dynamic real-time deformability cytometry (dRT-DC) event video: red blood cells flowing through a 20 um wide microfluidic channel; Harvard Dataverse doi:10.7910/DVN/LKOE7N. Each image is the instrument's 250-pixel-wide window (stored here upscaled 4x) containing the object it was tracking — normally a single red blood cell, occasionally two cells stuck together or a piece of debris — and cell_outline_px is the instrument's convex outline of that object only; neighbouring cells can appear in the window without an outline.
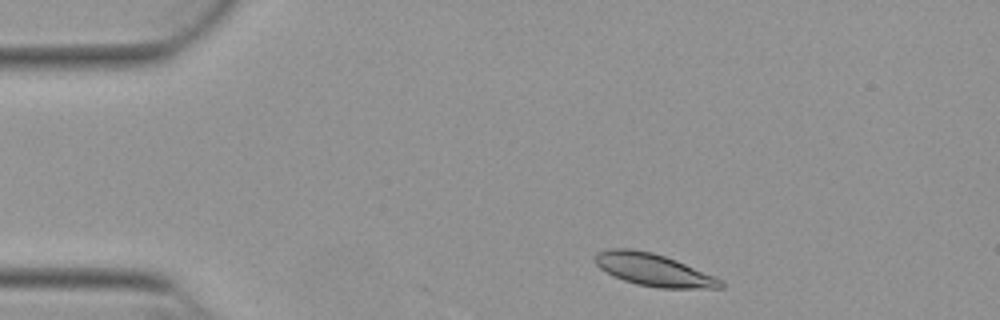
{"species": "Egyptian fruit bat (a non-hibernating species)", "species_latin": "Rousettus aegyptiacus", "temperature_condition": "warm", "stored_images_in_passage": 45, "camera_frame_rate_fps": 3000, "um_per_image_px": 0.085, "animal": {"sex": "female"}, "frame": {"image": 1, "passage_image": 1, "time_ms": 0.0, "image_size_px": [1000, 320], "cell_outline_px": [[724, 288], [660, 288], [636, 284], [612, 276], [600, 268], [596, 264], [596, 252], [608, 248], [632, 248], [652, 252], [676, 260], [712, 276], [720, 280], [724, 284]], "centroid_in_image_um": [55.49, 22.93], "position_along_channel_um": 29.5, "area_um2": 23.47}}
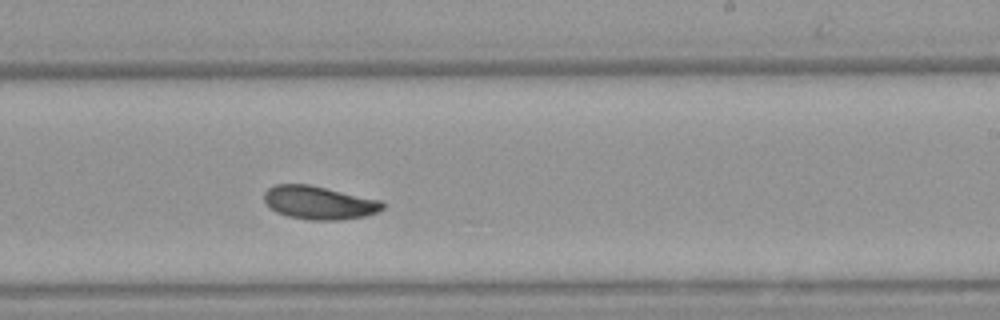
{"frame": {"image": 2, "passage_image": 24, "time_ms": 7.667, "image_size_px": [1000, 320], "cell_outline_px": [[384, 208], [376, 212], [364, 216], [340, 220], [308, 220], [288, 216], [276, 212], [264, 200], [264, 192], [268, 188], [276, 184], [308, 184], [380, 200], [384, 204]], "centroid_in_image_um": [27.1, 17.23], "position_along_channel_um": 261.9, "area_um2": 22.77}}
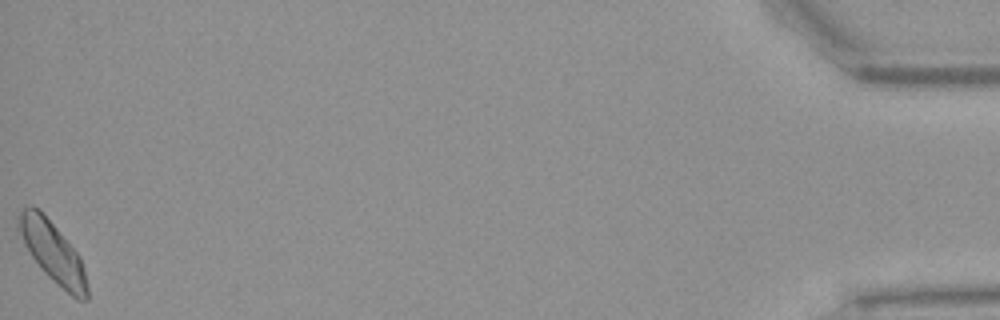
{"frame": {"image": 3, "passage_image": 45, "time_ms": 14.667, "image_size_px": [1000, 320], "cell_outline_px": [[88, 300], [76, 300], [48, 276], [44, 272], [32, 256], [24, 244], [16, 228], [16, 216], [24, 208], [32, 204], [56, 228], [80, 256], [88, 288]], "centroid_in_image_um": [4.45, 21.44], "position_along_channel_um": 430.7, "area_um2": 23.87}, "authors_computed_cell_mechanics": {"area_um2": 22.7154, "velocity_mm_per_s": 3.821, "shape_relaxation_time_tau1_ms": 3.5543, "shape_relaxation_time_tau2_ms": null, "deformation_change_tau1": 0.0913, "deformation_change_tau2": null}}